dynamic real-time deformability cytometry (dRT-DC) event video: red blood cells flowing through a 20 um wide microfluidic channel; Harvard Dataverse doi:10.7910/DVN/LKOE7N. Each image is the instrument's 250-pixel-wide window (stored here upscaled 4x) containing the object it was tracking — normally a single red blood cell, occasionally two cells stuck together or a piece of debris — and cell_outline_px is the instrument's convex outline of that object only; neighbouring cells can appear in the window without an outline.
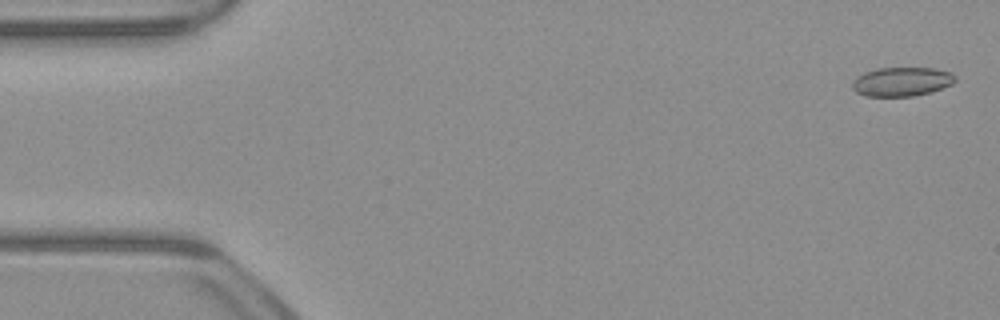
{"species": "common noctule bat (a hibernating species)", "species_latin": "Nyctalus noctula", "temperature_condition": "warm", "stored_images_in_passage": 53, "camera_frame_rate_fps": 3000, "um_per_image_px": 0.085, "animal": {"sex": "male", "body_mass_g": 23.1, "forearm_length_mm": 52.7}, "frame": {"image": 1, "passage_image": 2, "time_ms": 0.333, "image_size_px": [1000, 320], "cell_outline_px": [[956, 80], [952, 84], [932, 92], [912, 96], [864, 96], [856, 92], [852, 88], [852, 80], [856, 76], [864, 72], [880, 68], [932, 68], [952, 72], [956, 76]], "centroid_in_image_um": [76.64, 6.94], "position_along_channel_um": 8.4, "area_um2": 17.57}}
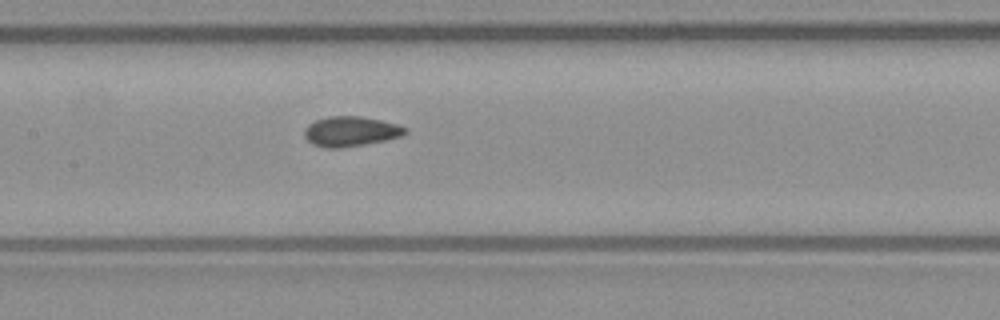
{"frame": {"image": 2, "passage_image": 25, "time_ms": 8.0, "image_size_px": [1000, 320], "cell_outline_px": [[408, 132], [400, 136], [388, 140], [340, 148], [324, 148], [312, 144], [304, 136], [304, 128], [308, 124], [316, 120], [328, 116], [360, 116], [400, 124], [408, 128]], "centroid_in_image_um": [29.82, 11.17], "position_along_channel_um": 177.6, "area_um2": 17.8}}
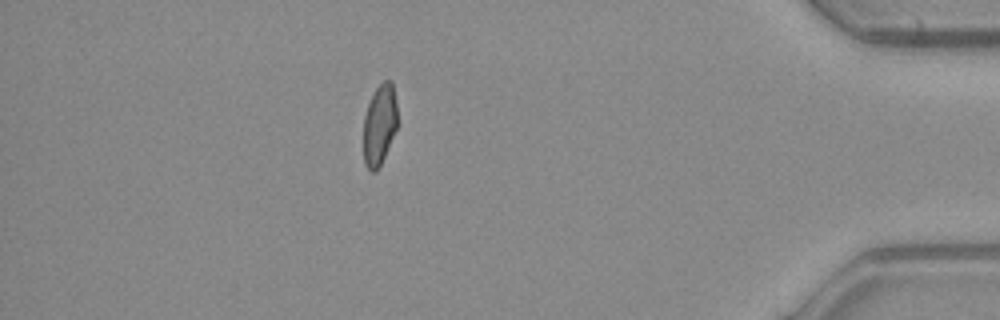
{"frame": {"image": 3, "passage_image": 46, "time_ms": 15.0, "image_size_px": [1000, 320], "cell_outline_px": [[396, 128], [384, 156], [376, 172], [372, 172], [364, 164], [364, 116], [368, 104], [376, 88], [384, 80], [392, 80], [396, 104]], "centroid_in_image_um": [32.24, 10.59], "position_along_channel_um": 403.0, "area_um2": 15.61}, "authors_computed_cell_mechanics": {"area_um2": 17.3978, "velocity_mm_per_s": 3.9651, "shape_relaxation_time_tau1_ms": null, "shape_relaxation_time_tau2_ms": 1.1913, "deformation_change_tau1": null, "deformation_change_tau2": 0.0615}}